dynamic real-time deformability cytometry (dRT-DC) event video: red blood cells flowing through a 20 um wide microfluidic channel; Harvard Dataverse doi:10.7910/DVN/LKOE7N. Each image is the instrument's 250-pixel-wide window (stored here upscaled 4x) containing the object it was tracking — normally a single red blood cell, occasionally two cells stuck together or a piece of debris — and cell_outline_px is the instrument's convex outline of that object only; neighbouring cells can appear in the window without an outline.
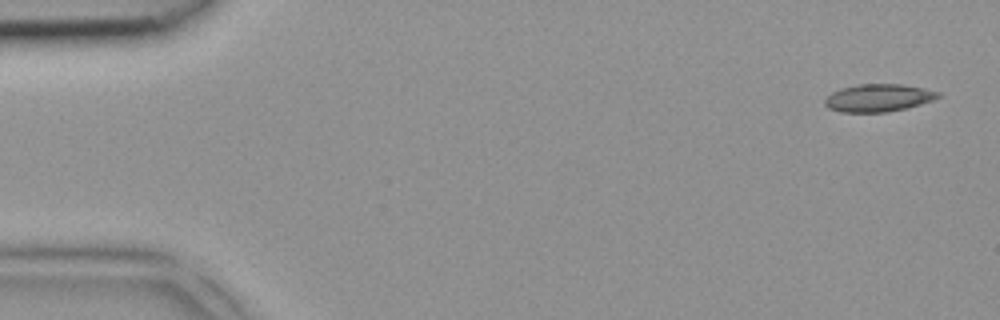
{"species": "common noctule bat (a hibernating species)", "species_latin": "Nyctalus noctula", "temperature_condition": "room temperature", "stored_images_in_passage": 4, "camera_frame_rate_fps": 3000, "um_per_image_px": 0.085, "animal": {"sex": "female", "body_mass_g": 18.4}, "frame": {"image": 1, "passage_image": 1, "time_ms": 0.0, "image_size_px": [1000, 320], "cell_outline_px": [[940, 96], [932, 100], [908, 108], [888, 112], [840, 112], [828, 108], [824, 104], [824, 100], [832, 92], [840, 88], [860, 84], [900, 84], [924, 88], [940, 92]], "centroid_in_image_um": [74.65, 8.32], "position_along_channel_um": 10.4, "area_um2": 18.26}}
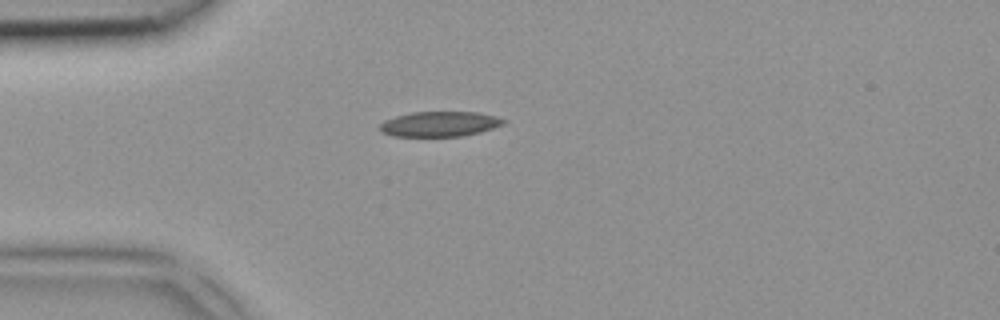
{"frame": {"image": 2, "passage_image": 3, "time_ms": 0.667, "image_size_px": [1000, 320], "cell_outline_px": [[508, 120], [504, 124], [480, 132], [464, 136], [392, 136], [380, 132], [380, 124], [384, 120], [396, 116], [412, 112], [476, 112], [496, 116]], "centroid_in_image_um": [37.37, 10.54], "position_along_channel_um": 47.6, "area_um2": 18.15}}
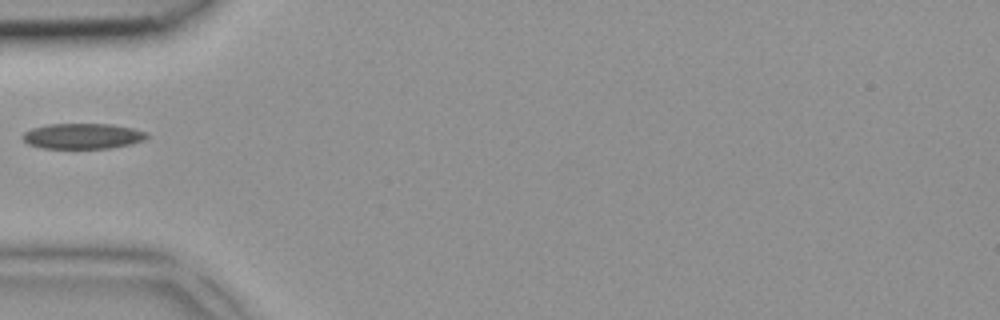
{"frame": {"image": 3, "passage_image": 4, "time_ms": 1.0, "image_size_px": [1000, 320], "cell_outline_px": [[148, 136], [144, 140], [128, 144], [108, 148], [40, 148], [28, 144], [20, 136], [24, 132], [32, 128], [48, 124], [112, 124], [132, 128], [148, 132]], "centroid_in_image_um": [7.0, 11.56], "position_along_channel_um": 78.0, "area_um2": 18.44}}